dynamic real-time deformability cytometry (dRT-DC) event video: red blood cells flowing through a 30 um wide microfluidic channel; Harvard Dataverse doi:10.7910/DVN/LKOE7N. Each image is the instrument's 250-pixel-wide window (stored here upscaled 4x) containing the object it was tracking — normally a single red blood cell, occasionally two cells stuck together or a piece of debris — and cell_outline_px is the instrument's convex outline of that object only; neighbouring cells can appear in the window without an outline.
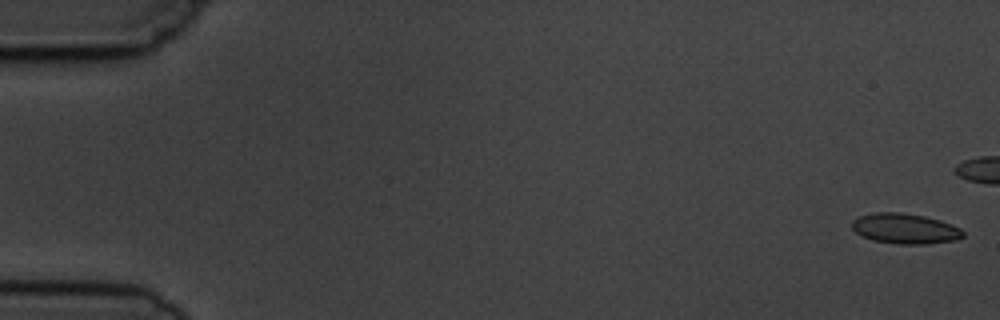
{"species": "common noctule bat (a hibernating species)", "species_latin": "Nyctalus noctula", "temperature_condition": "cold", "stored_images_in_passage": 6, "camera_frame_rate_fps": 3000, "um_per_image_px": 0.085, "animal": {"sex": "male", "body_mass_g": 19.5, "forearm_length_mm": 54.6}, "frame": {"image": 1, "passage_image": 1, "time_ms": 0.0, "image_size_px": [1000, 320], "cell_outline_px": [[964, 236], [956, 240], [928, 244], [900, 244], [872, 240], [856, 232], [852, 228], [852, 220], [860, 216], [876, 212], [900, 212], [924, 216], [940, 220], [952, 224], [960, 228], [964, 232]], "centroid_in_image_um": [76.96, 19.43], "position_along_channel_um": 8.0, "area_um2": 19.59}}